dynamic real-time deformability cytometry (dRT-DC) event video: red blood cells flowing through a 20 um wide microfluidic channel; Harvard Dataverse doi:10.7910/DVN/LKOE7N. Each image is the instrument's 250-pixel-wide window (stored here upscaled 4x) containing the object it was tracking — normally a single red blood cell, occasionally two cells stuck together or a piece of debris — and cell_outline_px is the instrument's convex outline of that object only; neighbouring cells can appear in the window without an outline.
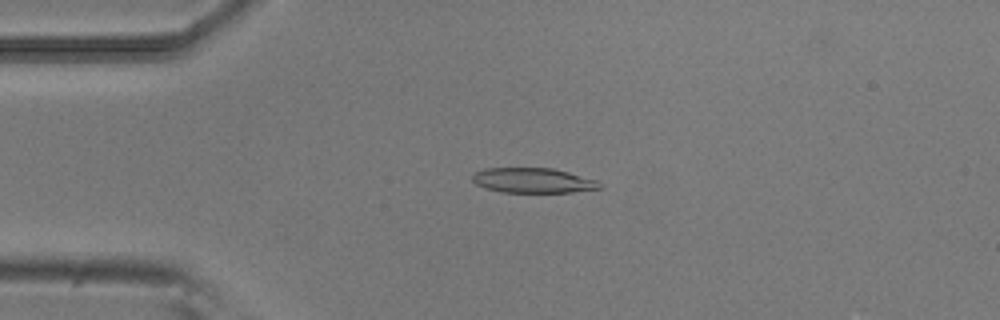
{"species": "common noctule bat (a hibernating species)", "species_latin": "Nyctalus noctula", "temperature_condition": "room temperature", "stored_images_in_passage": 16, "camera_frame_rate_fps": 3000, "um_per_image_px": 0.085, "animal": {"sex": "male", "body_mass_g": 20.5, "forearm_length_mm": 52.5}, "frame": {"image": 1, "passage_image": 1, "time_ms": 0.0, "image_size_px": [1000, 320], "cell_outline_px": [[604, 188], [572, 192], [504, 192], [484, 188], [476, 184], [472, 180], [472, 176], [476, 172], [484, 168], [552, 168], [568, 172], [596, 180], [604, 184]], "centroid_in_image_um": [45.34, 15.34], "position_along_channel_um": 39.7, "area_um2": 18.55}}
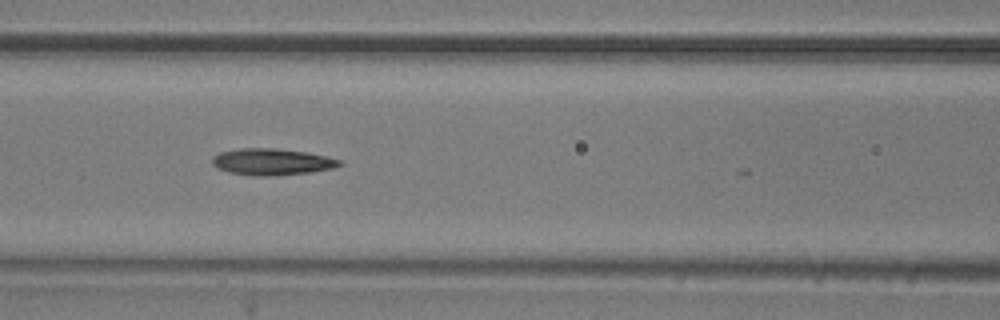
{"frame": {"image": 2, "passage_image": 11, "time_ms": 3.333, "image_size_px": [1000, 320], "cell_outline_px": [[344, 164], [332, 168], [312, 172], [276, 176], [256, 176], [232, 172], [216, 168], [212, 164], [212, 156], [220, 152], [240, 148], [276, 148], [304, 152], [324, 156], [340, 160]], "centroid_in_image_um": [23.09, 13.76], "position_along_channel_um": 143.5, "area_um2": 19.65}}
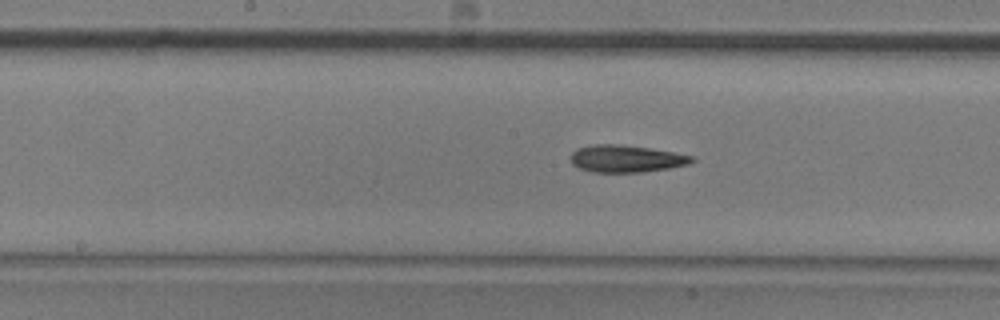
{"frame": {"image": 3, "passage_image": 15, "time_ms": 4.667, "image_size_px": [1000, 320], "cell_outline_px": [[696, 160], [688, 164], [668, 168], [640, 172], [592, 172], [580, 168], [572, 164], [572, 152], [576, 148], [592, 144], [620, 144], [648, 148], [672, 152], [692, 156]], "centroid_in_image_um": [53.19, 13.48], "position_along_channel_um": 195.0, "area_um2": 19.02}}